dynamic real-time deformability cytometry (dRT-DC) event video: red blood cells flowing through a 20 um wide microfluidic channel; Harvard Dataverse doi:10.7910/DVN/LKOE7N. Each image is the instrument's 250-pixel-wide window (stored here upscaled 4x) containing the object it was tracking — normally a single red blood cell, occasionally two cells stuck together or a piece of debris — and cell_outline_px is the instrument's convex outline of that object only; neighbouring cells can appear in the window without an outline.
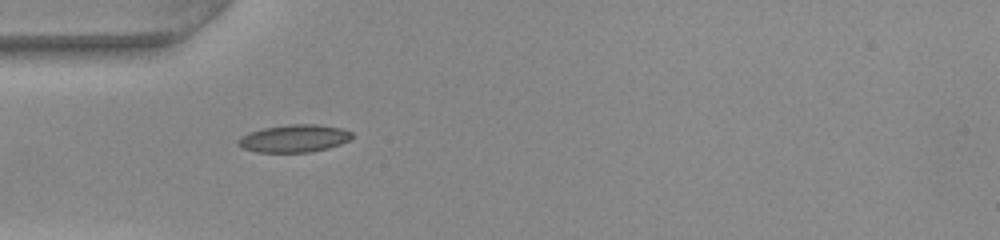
{"species": "common noctule bat (a hibernating species)", "species_latin": "Nyctalus noctula", "temperature_condition": "warm", "stored_images_in_passage": 36, "camera_frame_rate_fps": 3000, "um_per_image_px": 0.085, "animal": {"sex": "female", "body_mass_g": 22.0, "forearm_length_mm": 56.7}, "frame": {"image": 1, "passage_image": 1, "time_ms": 0.0, "image_size_px": [1000, 240], "cell_outline_px": [[352, 136], [348, 140], [340, 144], [328, 148], [308, 152], [256, 152], [244, 148], [236, 144], [236, 140], [240, 136], [264, 128], [288, 124], [316, 124], [340, 128], [352, 132]], "centroid_in_image_um": [24.98, 11.76], "position_along_channel_um": 60.0, "area_um2": 18.15}}
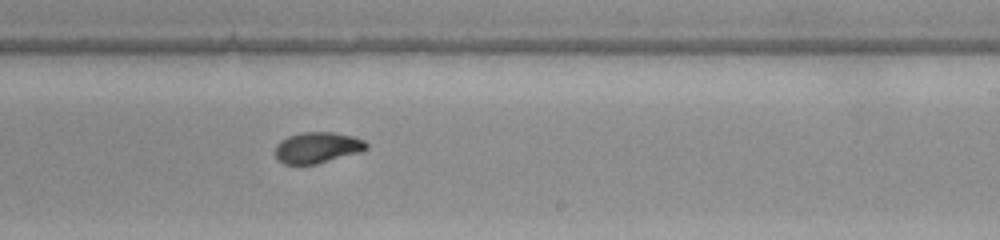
{"frame": {"image": 2, "passage_image": 16, "time_ms": 5.0, "image_size_px": [1000, 240], "cell_outline_px": [[368, 148], [360, 152], [316, 164], [284, 164], [276, 160], [276, 144], [280, 140], [288, 136], [300, 132], [332, 132], [352, 136], [364, 140], [368, 144]], "centroid_in_image_um": [26.95, 12.54], "position_along_channel_um": 262.0, "area_um2": 16.53}}
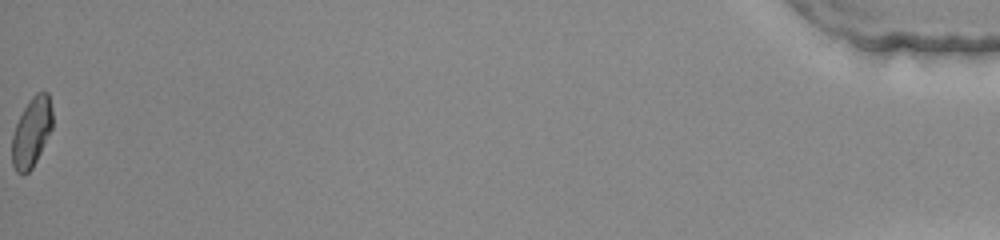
{"frame": {"image": 3, "passage_image": 36, "time_ms": 11.667, "image_size_px": [1000, 240], "cell_outline_px": [[52, 128], [32, 168], [24, 176], [16, 172], [12, 164], [12, 136], [16, 124], [24, 108], [32, 96], [36, 92], [48, 92], [52, 112]], "centroid_in_image_um": [2.67, 11.25], "position_along_channel_um": 432.5, "area_um2": 16.24}, "authors_computed_cell_mechanics": {"area_um2": 16.762, "velocity_mm_per_s": 4.1021, "shape_relaxation_time_tau1_ms": 6.0804, "shape_relaxation_time_tau2_ms": 1.4244, "deformation_change_tau1": 0.2208, "deformation_change_tau2": 0.0512}}